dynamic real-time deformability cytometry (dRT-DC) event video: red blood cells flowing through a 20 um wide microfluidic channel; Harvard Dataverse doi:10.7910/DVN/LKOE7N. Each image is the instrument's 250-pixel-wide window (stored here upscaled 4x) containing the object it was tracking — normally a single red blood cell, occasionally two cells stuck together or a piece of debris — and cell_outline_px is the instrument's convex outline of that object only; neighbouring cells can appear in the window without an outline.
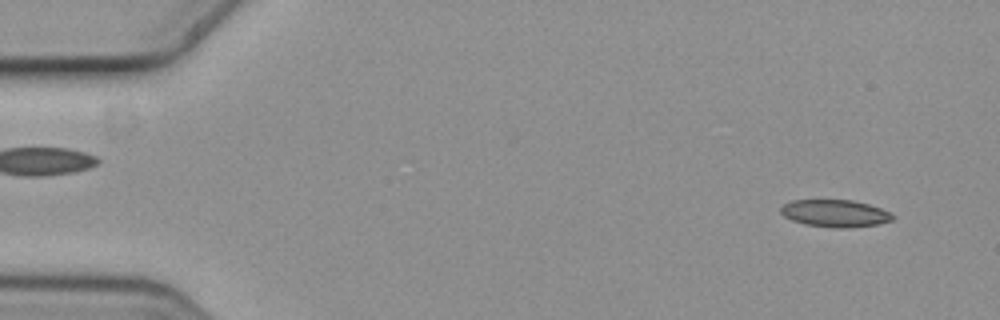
{"species": "common noctule bat (a hibernating species)", "species_latin": "Nyctalus noctula", "temperature_condition": "cold", "stored_images_in_passage": 5, "camera_frame_rate_fps": 3000, "um_per_image_px": 0.085, "animal": {"sex": "female", "body_mass_g": 19.3, "forearm_length_mm": 54.1}, "frame": {"image": 1, "passage_image": 2, "time_ms": 0.333, "image_size_px": [1000, 320], "cell_outline_px": [[896, 216], [892, 220], [876, 224], [848, 228], [832, 228], [804, 224], [792, 220], [784, 216], [780, 212], [780, 208], [784, 204], [792, 200], [852, 200], [868, 204], [880, 208]], "centroid_in_image_um": [70.96, 18.14], "position_along_channel_um": 14.0, "area_um2": 17.74}}
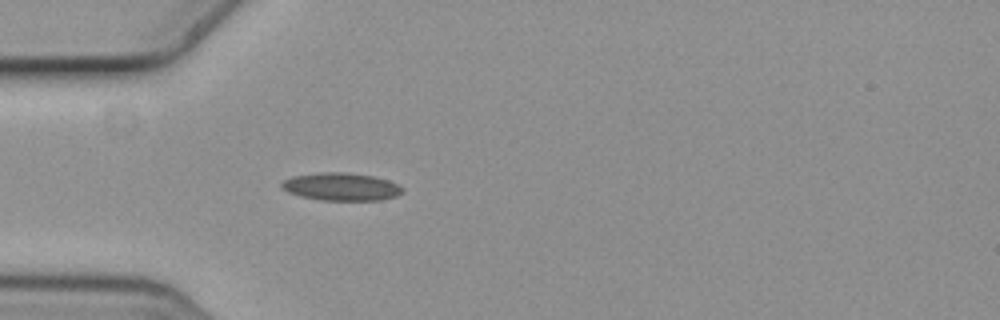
{"frame": {"image": 2, "passage_image": 5, "time_ms": 1.333, "image_size_px": [1000, 320], "cell_outline_px": [[404, 192], [396, 196], [380, 200], [320, 200], [300, 196], [288, 192], [280, 188], [280, 184], [284, 180], [292, 176], [320, 172], [344, 172], [372, 176], [388, 180], [404, 188]], "centroid_in_image_um": [28.98, 15.87], "position_along_channel_um": 56.0, "area_um2": 19.59}}